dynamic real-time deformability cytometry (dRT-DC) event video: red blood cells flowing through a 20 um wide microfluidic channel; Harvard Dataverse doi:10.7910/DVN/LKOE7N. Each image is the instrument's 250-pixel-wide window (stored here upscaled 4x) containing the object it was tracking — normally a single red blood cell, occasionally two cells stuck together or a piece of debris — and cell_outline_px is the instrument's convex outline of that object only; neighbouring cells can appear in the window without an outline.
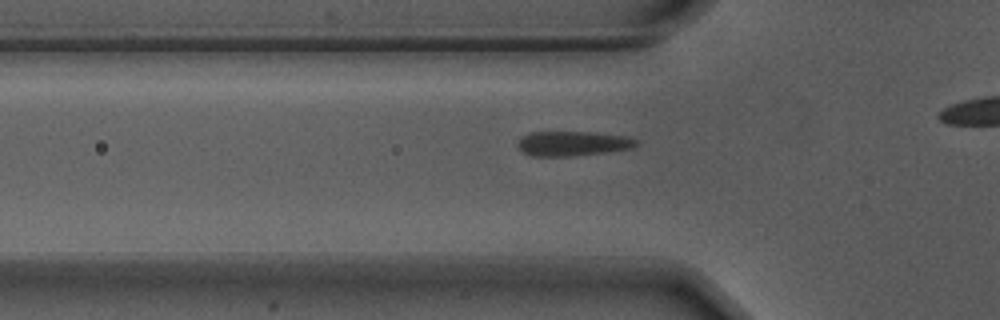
{"species": "Egyptian fruit bat (a non-hibernating species)", "species_latin": "Rousettus aegyptiacus", "temperature_condition": "warm", "stored_images_in_passage": 15, "camera_frame_rate_fps": 3000, "um_per_image_px": 0.085, "animal": {"sex": "male"}, "frame": {"image": 1, "passage_image": 9, "time_ms": 2.667, "image_size_px": [1000, 320], "cell_outline_px": [[636, 144], [632, 148], [604, 152], [568, 156], [532, 156], [524, 152], [516, 144], [520, 136], [532, 132], [592, 132], [628, 136], [636, 140]], "centroid_in_image_um": [48.64, 12.19], "position_along_channel_um": 77.2, "area_um2": 16.94}}
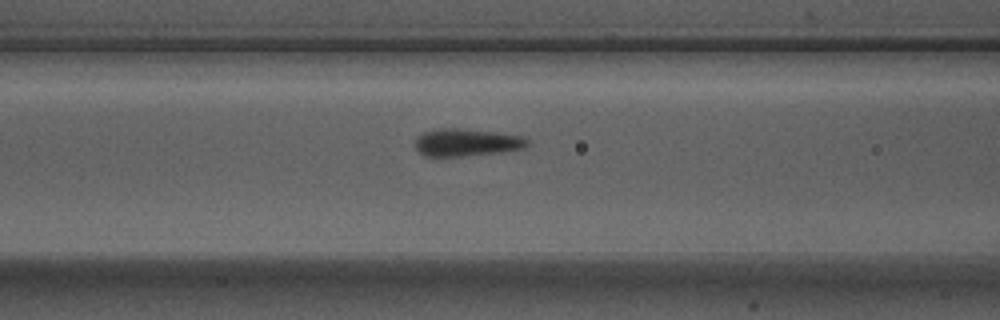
{"frame": {"image": 2, "passage_image": 13, "time_ms": 4.0, "image_size_px": [1000, 320], "cell_outline_px": [[528, 144], [524, 148], [500, 152], [460, 156], [424, 156], [416, 148], [416, 136], [424, 132], [440, 128], [460, 128], [524, 136], [528, 140]], "centroid_in_image_um": [39.65, 12.1], "position_along_channel_um": 127.0, "area_um2": 17.8}}